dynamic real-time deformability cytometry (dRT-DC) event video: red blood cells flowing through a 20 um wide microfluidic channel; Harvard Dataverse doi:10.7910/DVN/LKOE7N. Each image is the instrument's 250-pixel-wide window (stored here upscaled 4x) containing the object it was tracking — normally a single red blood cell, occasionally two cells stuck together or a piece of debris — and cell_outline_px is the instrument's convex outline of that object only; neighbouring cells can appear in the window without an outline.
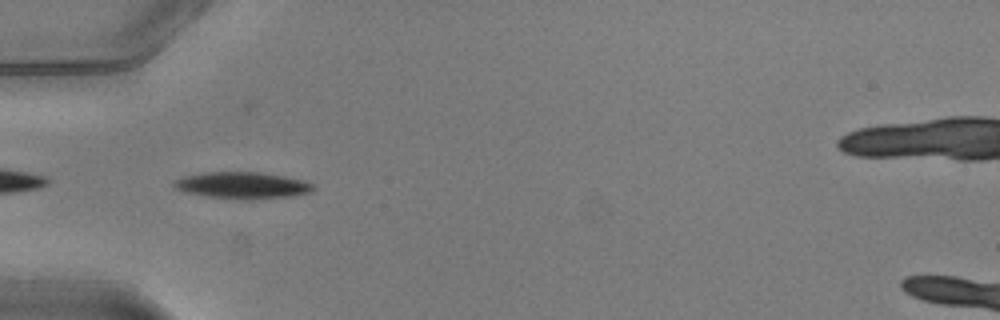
{"species": "common noctule bat (a hibernating species)", "species_latin": "Nyctalus noctula", "temperature_condition": "warm", "stored_images_in_passage": 32, "camera_frame_rate_fps": 3000, "um_per_image_px": 0.085, "animal": {"sex": "male", "body_mass_g": 20.5, "forearm_length_mm": 52.5}, "frame": {"image": 1, "passage_image": 1, "time_ms": 0.0, "image_size_px": [1000, 320], "cell_outline_px": [[316, 188], [308, 192], [292, 196], [244, 200], [208, 196], [184, 192], [176, 188], [172, 184], [172, 180], [184, 176], [204, 172], [260, 172], [284, 176], [304, 180], [312, 184]], "centroid_in_image_um": [20.57, 15.75], "position_along_channel_um": 64.4, "area_um2": 21.62}}
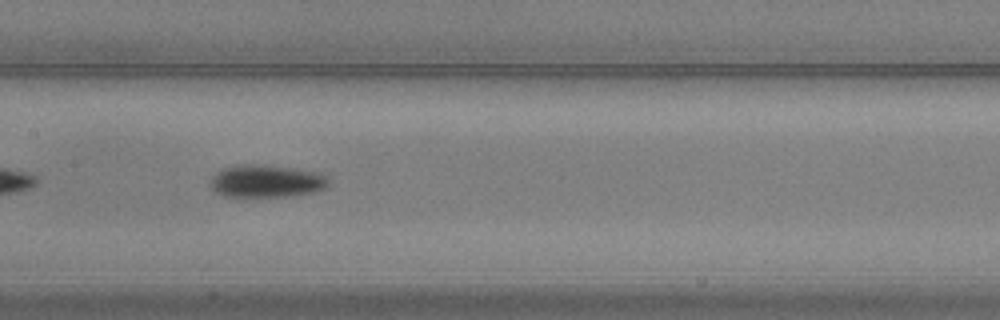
{"frame": {"image": 2, "passage_image": 10, "time_ms": 3.0, "image_size_px": [1000, 320], "cell_outline_px": [[328, 188], [316, 192], [292, 196], [224, 196], [216, 192], [212, 188], [212, 176], [220, 168], [240, 164], [264, 164], [292, 168], [316, 172], [328, 176]], "centroid_in_image_um": [22.67, 15.39], "position_along_channel_um": 184.7, "area_um2": 22.6}}
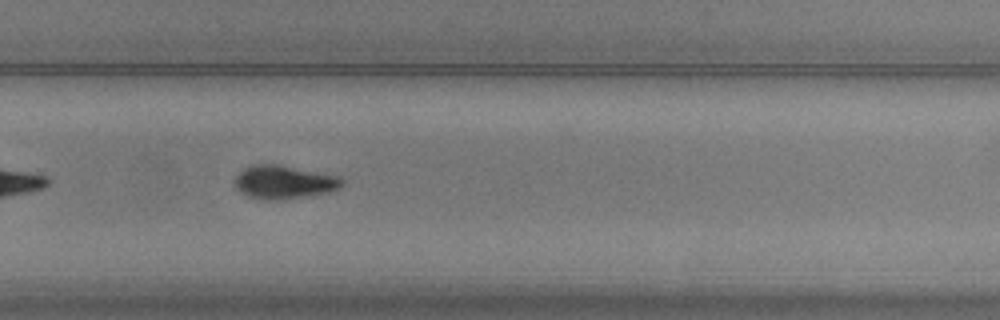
{"frame": {"image": 3, "passage_image": 19, "time_ms": 6.0, "image_size_px": [1000, 320], "cell_outline_px": [[344, 184], [340, 188], [328, 192], [296, 196], [248, 196], [240, 192], [236, 184], [236, 176], [244, 168], [252, 164], [276, 164], [340, 176], [344, 180]], "centroid_in_image_um": [24.19, 15.4], "position_along_channel_um": 305.6, "area_um2": 19.59}, "authors_computed_cell_mechanics": {"area_um2": 21.2993, "velocity_mm_per_s": 4.0524, "shape_relaxation_time_tau1_ms": 3.1916, "shape_relaxation_time_tau2_ms": null, "deformation_change_tau1": 0.1449, "deformation_change_tau2": null}}